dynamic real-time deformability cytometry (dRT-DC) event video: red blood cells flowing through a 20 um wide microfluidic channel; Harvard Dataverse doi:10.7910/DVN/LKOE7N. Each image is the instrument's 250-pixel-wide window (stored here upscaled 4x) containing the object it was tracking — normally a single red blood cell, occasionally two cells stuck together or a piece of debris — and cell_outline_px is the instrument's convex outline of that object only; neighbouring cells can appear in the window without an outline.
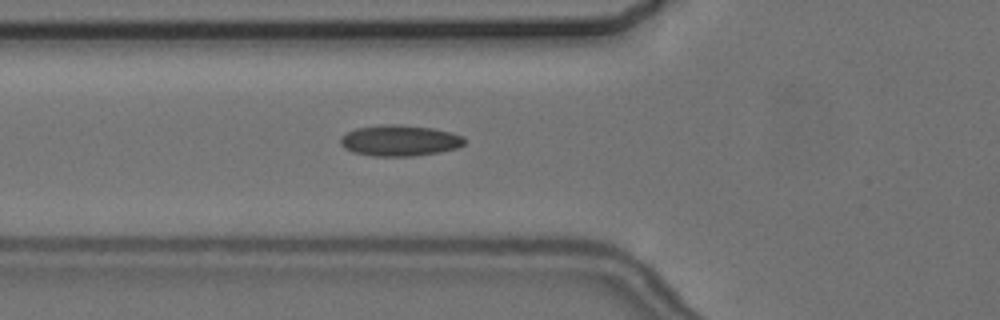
{"species": "common noctule bat (a hibernating species)", "species_latin": "Nyctalus noctula", "temperature_condition": "cold", "stored_images_in_passage": 4, "camera_frame_rate_fps": 3000, "um_per_image_px": 0.085, "animal": {"sex": "female", "body_mass_g": 24.6, "forearm_length_mm": 56.2}, "frame": {"image": 1, "passage_image": 4, "time_ms": 3.333, "image_size_px": [1000, 320], "cell_outline_px": [[464, 144], [456, 148], [440, 152], [412, 156], [372, 156], [352, 152], [344, 148], [340, 144], [340, 136], [356, 128], [380, 124], [400, 124], [432, 128], [452, 132], [464, 136]], "centroid_in_image_um": [33.95, 11.94], "position_along_channel_um": 91.8, "area_um2": 22.6}}